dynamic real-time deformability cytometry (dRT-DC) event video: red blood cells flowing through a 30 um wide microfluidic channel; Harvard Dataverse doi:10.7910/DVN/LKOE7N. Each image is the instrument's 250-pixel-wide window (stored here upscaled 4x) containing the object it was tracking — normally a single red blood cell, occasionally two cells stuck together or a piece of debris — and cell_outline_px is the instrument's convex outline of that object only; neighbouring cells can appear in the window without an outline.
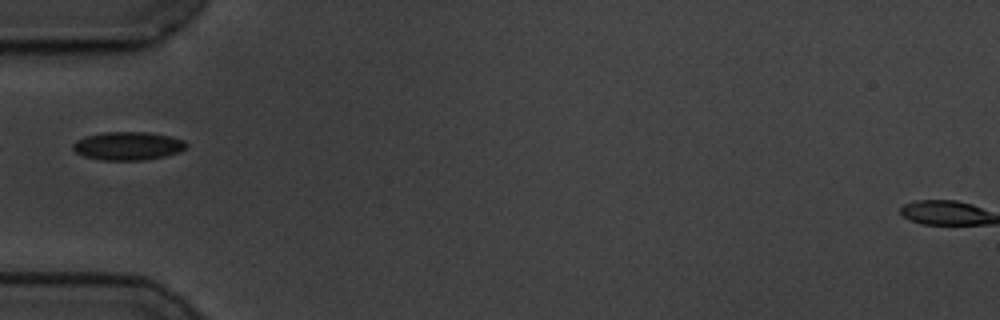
{"species": "common noctule bat (a hibernating species)", "species_latin": "Nyctalus noctula", "temperature_condition": "cold", "stored_images_in_passage": 40, "camera_frame_rate_fps": 3000, "um_per_image_px": 0.085, "animal": {"sex": "male", "body_mass_g": 19.5, "forearm_length_mm": 54.6}, "frame": {"image": 1, "passage_image": 1, "time_ms": 0.0, "image_size_px": [1000, 320], "cell_outline_px": [[188, 148], [180, 152], [164, 156], [144, 160], [100, 160], [84, 156], [76, 152], [72, 148], [72, 144], [76, 140], [84, 136], [104, 132], [148, 132], [172, 136], [184, 140], [188, 144]], "centroid_in_image_um": [10.9, 12.4], "position_along_channel_um": 74.1, "area_um2": 18.96}}
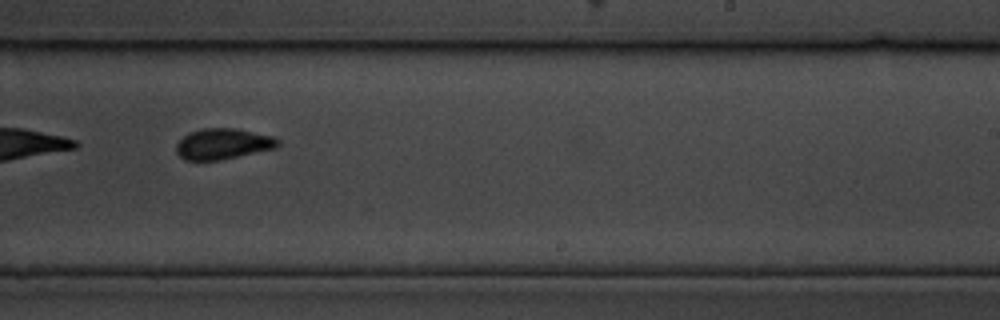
{"frame": {"image": 2, "passage_image": 18, "time_ms": 5.667, "image_size_px": [1000, 320], "cell_outline_px": [[280, 144], [276, 148], [220, 160], [184, 160], [176, 152], [176, 144], [188, 132], [204, 128], [236, 128], [272, 136], [280, 140]], "centroid_in_image_um": [18.95, 12.22], "position_along_channel_um": 270.0, "area_um2": 18.26}}
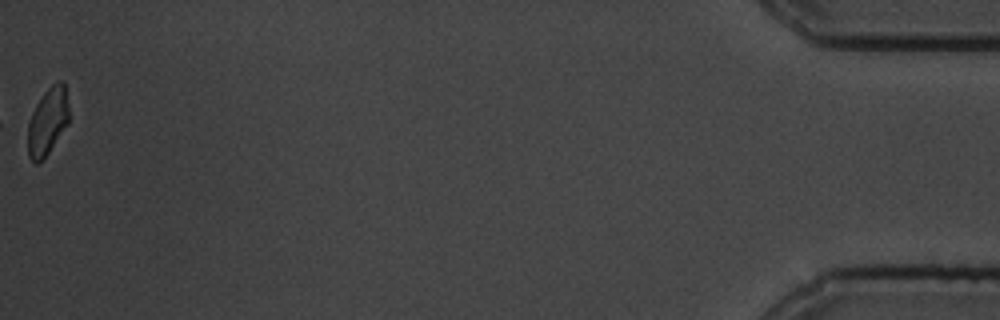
{"frame": {"image": 3, "passage_image": 40, "time_ms": 13.0, "image_size_px": [1000, 320], "cell_outline_px": [[68, 124], [48, 152], [36, 164], [28, 156], [28, 124], [32, 112], [36, 104], [44, 92], [52, 84], [60, 80], [64, 80], [68, 104]], "centroid_in_image_um": [4.05, 10.28], "position_along_channel_um": 431.1, "area_um2": 15.9}}